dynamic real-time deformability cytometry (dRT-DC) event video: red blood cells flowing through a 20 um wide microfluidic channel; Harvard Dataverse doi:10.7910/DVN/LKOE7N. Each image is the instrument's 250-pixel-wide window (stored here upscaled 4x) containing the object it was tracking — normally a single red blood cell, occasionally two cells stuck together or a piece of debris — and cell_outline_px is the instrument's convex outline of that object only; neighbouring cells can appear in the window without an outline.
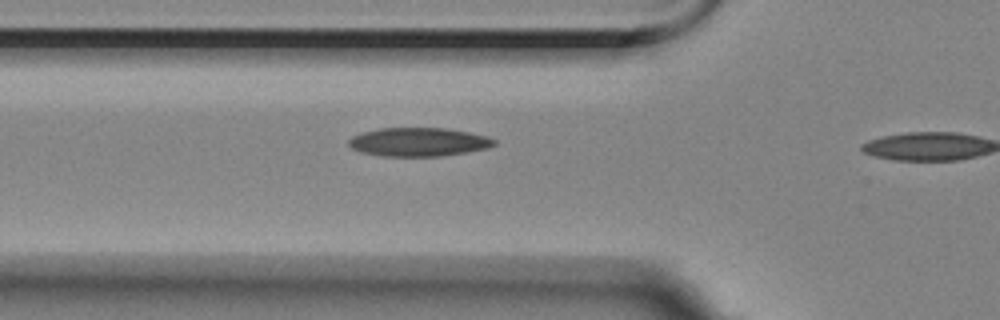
{"species": "Egyptian fruit bat (a non-hibernating species)", "species_latin": "Rousettus aegyptiacus", "temperature_condition": "room temperature", "stored_images_in_passage": 11, "camera_frame_rate_fps": 3000, "um_per_image_px": 0.085, "animal": {"sex": "female"}, "frame": {"image": 1, "passage_image": 10, "time_ms": 3.0, "image_size_px": [1000, 320], "cell_outline_px": [[496, 144], [488, 148], [440, 156], [384, 156], [360, 152], [352, 148], [348, 144], [348, 140], [352, 136], [360, 132], [380, 128], [448, 128], [488, 136], [496, 140]], "centroid_in_image_um": [35.56, 12.06], "position_along_channel_um": 90.2, "area_um2": 24.33}}